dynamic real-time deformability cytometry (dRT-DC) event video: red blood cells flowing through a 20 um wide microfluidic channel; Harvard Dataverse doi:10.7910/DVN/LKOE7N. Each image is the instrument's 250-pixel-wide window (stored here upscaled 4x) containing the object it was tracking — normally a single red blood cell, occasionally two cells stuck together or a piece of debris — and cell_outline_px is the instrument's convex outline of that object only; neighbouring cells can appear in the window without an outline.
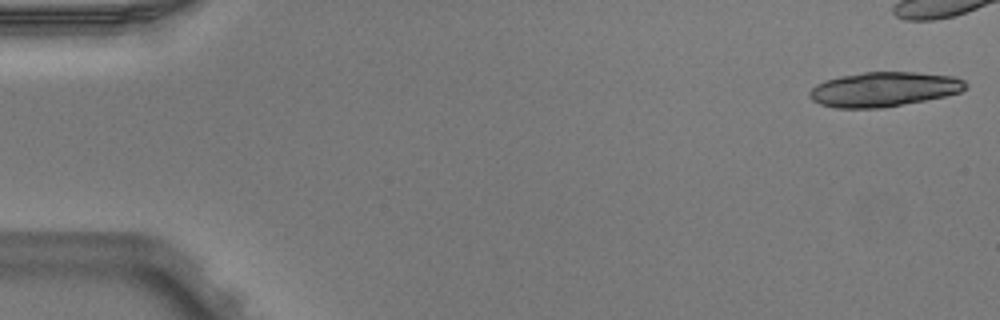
{"species": "Egyptian fruit bat (a non-hibernating species)", "species_latin": "Rousettus aegyptiacus", "temperature_condition": "warm", "stored_images_in_passage": 6, "camera_frame_rate_fps": 3000, "um_per_image_px": 0.085, "animal": {"sex": "male"}, "frame": {"image": 1, "passage_image": 1, "time_ms": 0.0, "image_size_px": [1000, 320], "cell_outline_px": [[968, 84], [960, 92], [944, 96], [884, 108], [836, 108], [820, 104], [812, 100], [808, 96], [808, 92], [816, 84], [824, 80], [840, 76], [864, 72], [916, 72], [956, 76], [964, 80]], "centroid_in_image_um": [75.1, 7.58], "position_along_channel_um": 9.9, "area_um2": 31.62}}